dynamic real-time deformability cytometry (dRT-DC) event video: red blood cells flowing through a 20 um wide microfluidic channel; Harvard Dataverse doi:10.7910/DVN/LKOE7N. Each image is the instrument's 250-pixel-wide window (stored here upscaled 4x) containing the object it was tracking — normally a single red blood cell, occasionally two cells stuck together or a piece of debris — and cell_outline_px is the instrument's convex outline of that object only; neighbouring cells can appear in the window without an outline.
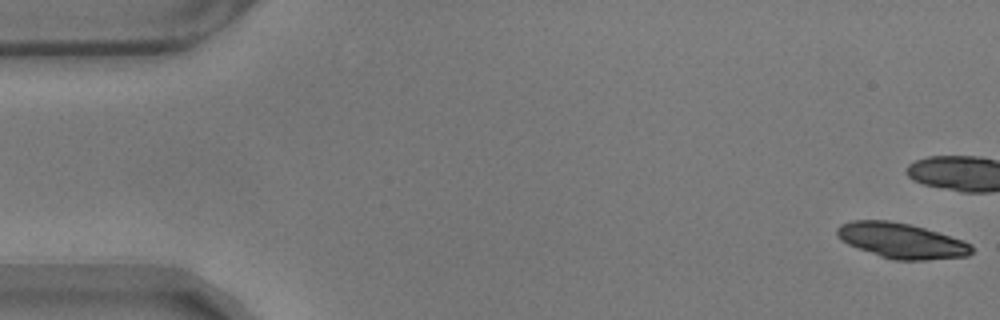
{"species": "common noctule bat (a hibernating species)", "species_latin": "Nyctalus noctula", "temperature_condition": "warm", "stored_images_in_passage": 15, "camera_frame_rate_fps": 3000, "um_per_image_px": 0.085, "animal": {"sex": "male", "body_mass_g": 17.9}, "frame": {"image": 1, "passage_image": 1, "time_ms": 0.0, "image_size_px": [1000, 320], "cell_outline_px": [[972, 252], [968, 256], [924, 260], [892, 260], [880, 256], [848, 244], [840, 240], [836, 232], [836, 228], [840, 224], [852, 220], [888, 220], [908, 224], [924, 228], [964, 240], [972, 244]], "centroid_in_image_um": [76.62, 20.45], "position_along_channel_um": 8.4, "area_um2": 27.63}}